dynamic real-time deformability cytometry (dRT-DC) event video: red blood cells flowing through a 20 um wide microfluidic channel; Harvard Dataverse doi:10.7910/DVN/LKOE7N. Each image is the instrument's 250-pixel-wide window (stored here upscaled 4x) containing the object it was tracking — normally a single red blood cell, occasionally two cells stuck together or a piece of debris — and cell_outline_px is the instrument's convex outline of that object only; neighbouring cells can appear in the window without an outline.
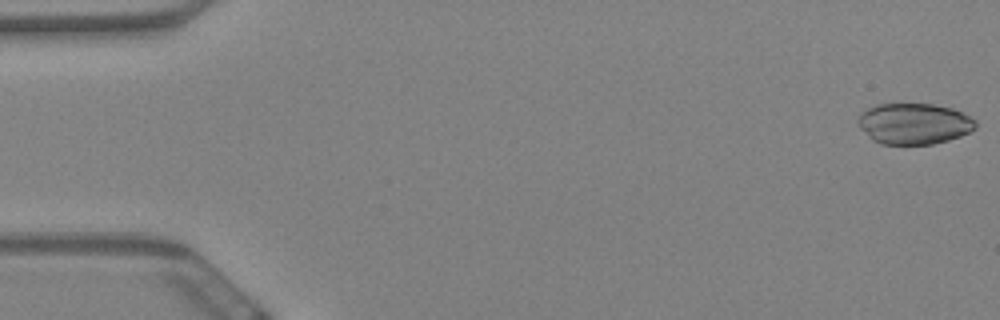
{"species": "Egyptian fruit bat (a non-hibernating species)", "species_latin": "Rousettus aegyptiacus", "temperature_condition": "warm", "stored_images_in_passage": 59, "camera_frame_rate_fps": 3000, "um_per_image_px": 0.085, "animal": {"sex": "female"}, "frame": {"image": 1, "passage_image": 1, "time_ms": 0.0, "image_size_px": [1000, 320], "cell_outline_px": [[976, 128], [960, 136], [948, 140], [932, 144], [880, 144], [872, 140], [860, 128], [860, 112], [876, 104], [932, 104], [952, 108], [976, 120]], "centroid_in_image_um": [77.69, 10.51], "position_along_channel_um": 7.3, "area_um2": 27.92}}
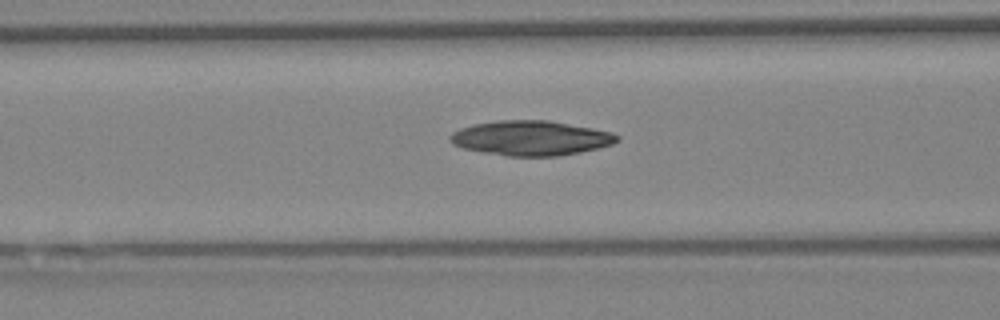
{"frame": {"image": 2, "passage_image": 24, "time_ms": 7.667, "image_size_px": [1000, 320], "cell_outline_px": [[620, 140], [612, 144], [580, 152], [556, 156], [508, 156], [484, 152], [464, 148], [452, 144], [448, 140], [448, 136], [452, 132], [460, 128], [476, 124], [496, 120], [548, 120], [592, 128], [612, 132], [620, 136]], "centroid_in_image_um": [45.11, 11.73], "position_along_channel_um": 121.5, "area_um2": 33.76}}
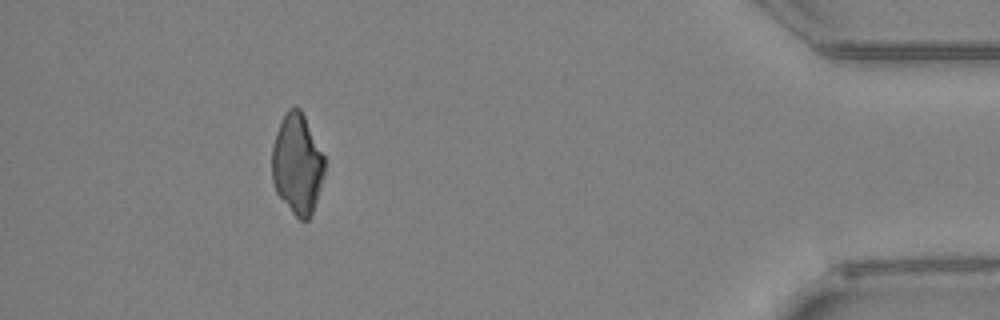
{"frame": {"image": 3, "passage_image": 54, "time_ms": 17.667, "image_size_px": [1000, 320], "cell_outline_px": [[324, 176], [312, 212], [308, 220], [300, 220], [292, 212], [276, 192], [272, 180], [272, 148], [276, 132], [288, 108], [300, 108], [324, 156]], "centroid_in_image_um": [25.25, 13.96], "position_along_channel_um": 409.9, "area_um2": 30.29}}